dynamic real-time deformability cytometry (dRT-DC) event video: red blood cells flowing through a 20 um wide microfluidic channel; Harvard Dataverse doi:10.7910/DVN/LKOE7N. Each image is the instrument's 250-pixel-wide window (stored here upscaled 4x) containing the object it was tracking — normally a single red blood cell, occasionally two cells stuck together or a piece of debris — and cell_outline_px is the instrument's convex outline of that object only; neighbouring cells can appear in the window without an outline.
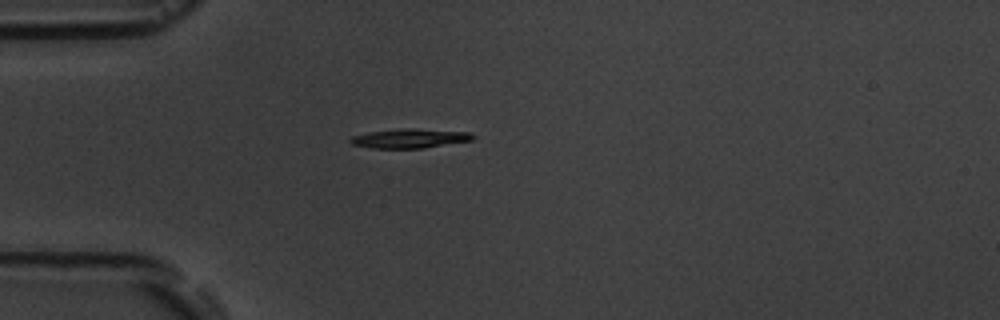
{"species": "common noctule bat (a hibernating species)", "species_latin": "Nyctalus noctula", "temperature_condition": "room temperature", "stored_images_in_passage": 1, "camera_frame_rate_fps": 3000, "um_per_image_px": 0.085, "animal": {"sex": "male", "body_mass_g": 19.5, "forearm_length_mm": 54.6}, "frame": {"image": 1, "passage_image": 1, "time_ms": 0.0, "image_size_px": [1000, 320], "cell_outline_px": [[476, 136], [472, 140], [424, 148], [372, 148], [352, 144], [348, 140], [352, 136], [368, 132], [400, 128], [468, 132]], "centroid_in_image_um": [34.79, 11.77], "position_along_channel_um": 50.2, "area_um2": 13.58}}